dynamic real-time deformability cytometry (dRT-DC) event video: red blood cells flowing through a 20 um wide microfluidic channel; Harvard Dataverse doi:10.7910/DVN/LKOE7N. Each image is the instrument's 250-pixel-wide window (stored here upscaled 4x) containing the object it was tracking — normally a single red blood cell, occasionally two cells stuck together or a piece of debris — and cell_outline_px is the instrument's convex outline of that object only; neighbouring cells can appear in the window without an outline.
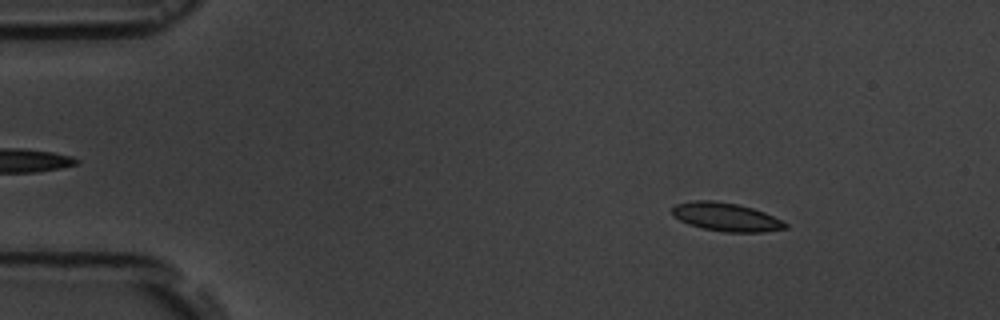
{"species": "common noctule bat (a hibernating species)", "species_latin": "Nyctalus noctula", "temperature_condition": "room temperature", "stored_images_in_passage": 15, "camera_frame_rate_fps": 3000, "um_per_image_px": 0.085, "animal": {"sex": "male", "body_mass_g": 19.5, "forearm_length_mm": 54.6}, "frame": {"image": 1, "passage_image": 2, "time_ms": 1.333, "image_size_px": [1000, 320], "cell_outline_px": [[788, 228], [764, 232], [724, 232], [704, 228], [688, 224], [672, 216], [672, 208], [676, 204], [692, 200], [712, 200], [736, 204], [752, 208], [764, 212], [784, 220], [788, 224]], "centroid_in_image_um": [61.74, 18.44], "position_along_channel_um": 23.3, "area_um2": 18.84}}
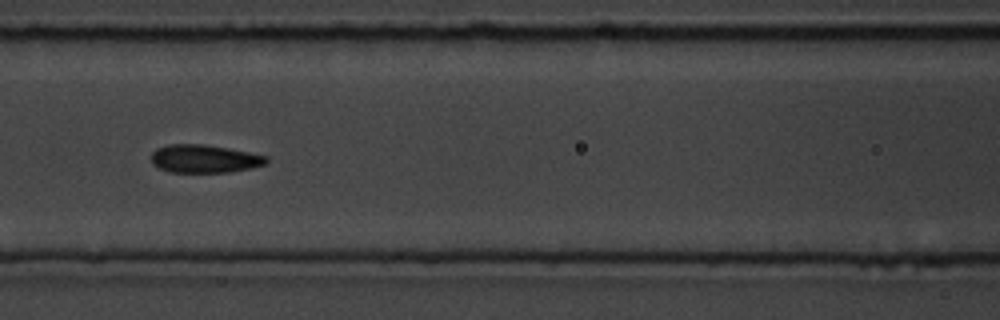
{"frame": {"image": 2, "passage_image": 7, "time_ms": 7.0, "image_size_px": [1000, 320], "cell_outline_px": [[268, 160], [264, 164], [252, 168], [228, 172], [168, 172], [152, 164], [152, 152], [156, 148], [168, 144], [204, 144], [228, 148], [268, 156]], "centroid_in_image_um": [17.36, 13.49], "position_along_channel_um": 149.2, "area_um2": 18.84}}
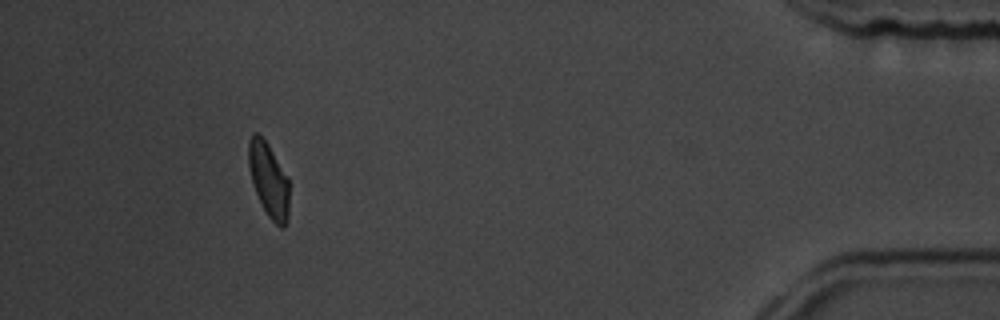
{"frame": {"image": 3, "passage_image": 14, "time_ms": 16.0, "image_size_px": [1000, 320], "cell_outline_px": [[288, 220], [284, 228], [280, 228], [268, 216], [256, 192], [252, 180], [248, 164], [248, 140], [252, 132], [256, 132], [268, 144], [288, 180]], "centroid_in_image_um": [22.82, 15.29], "position_along_channel_um": 412.4, "area_um2": 17.22}, "authors_computed_cell_mechanics": {"area_um2": 18.4382, "velocity_mm_per_s": 3.6151, "shape_relaxation_time_tau1_ms": 2.1799, "shape_relaxation_time_tau2_ms": 0.9844, "deformation_change_tau1": 0.0992, "deformation_change_tau2": 0.0687}}